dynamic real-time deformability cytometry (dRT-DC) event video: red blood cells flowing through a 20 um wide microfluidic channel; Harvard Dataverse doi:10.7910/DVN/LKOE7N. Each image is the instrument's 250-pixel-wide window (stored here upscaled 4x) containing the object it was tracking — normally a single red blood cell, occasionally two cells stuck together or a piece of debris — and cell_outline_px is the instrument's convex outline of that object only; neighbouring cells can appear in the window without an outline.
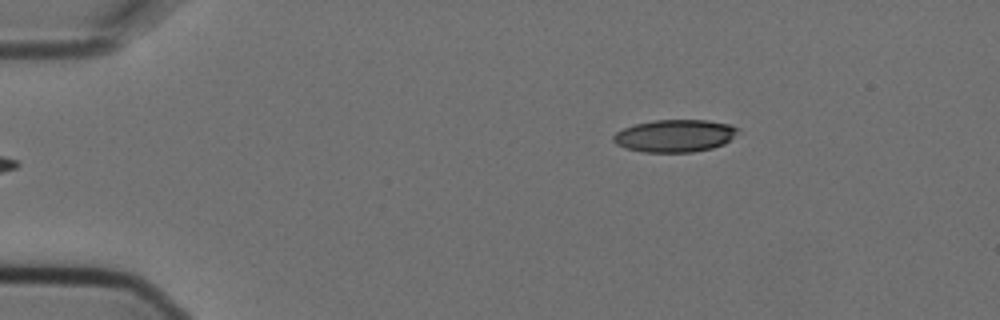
{"species": "Egyptian fruit bat (a non-hibernating species)", "species_latin": "Rousettus aegyptiacus", "temperature_condition": "cold", "stored_images_in_passage": 2, "camera_frame_rate_fps": 3000, "um_per_image_px": 0.085, "animal": {"sex": "female"}, "frame": {"image": 1, "passage_image": 2, "time_ms": 0.333, "image_size_px": [1000, 320], "cell_outline_px": [[740, 128], [724, 144], [712, 148], [692, 152], [644, 152], [624, 148], [616, 144], [612, 140], [612, 136], [616, 132], [624, 128], [636, 124], [652, 120], [708, 120], [732, 124]], "centroid_in_image_um": [57.34, 11.54], "position_along_channel_um": 27.7, "area_um2": 23.58}}